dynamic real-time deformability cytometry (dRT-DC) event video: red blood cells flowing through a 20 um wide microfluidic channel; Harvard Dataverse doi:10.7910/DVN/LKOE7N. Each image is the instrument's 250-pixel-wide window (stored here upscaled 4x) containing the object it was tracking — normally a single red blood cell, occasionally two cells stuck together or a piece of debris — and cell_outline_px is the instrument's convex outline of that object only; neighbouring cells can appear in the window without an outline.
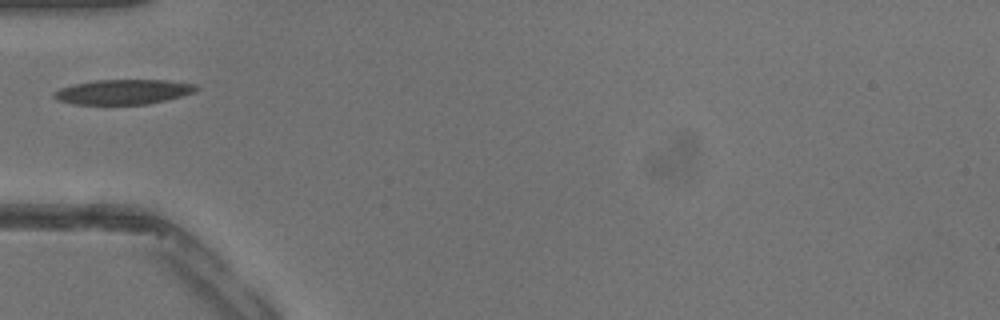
{"species": "common noctule bat (a hibernating species)", "species_latin": "Nyctalus noctula", "temperature_condition": "warm", "stored_images_in_passage": 2, "camera_frame_rate_fps": 3000, "um_per_image_px": 0.085, "animal": {"sex": "male", "body_mass_g": 13.3}, "frame": {"image": 1, "passage_image": 1, "time_ms": 0.0, "image_size_px": [1000, 320], "cell_outline_px": [[200, 88], [196, 92], [184, 96], [148, 104], [72, 104], [56, 100], [52, 96], [52, 92], [60, 88], [76, 84], [96, 80], [168, 80], [196, 84]], "centroid_in_image_um": [10.51, 7.81], "position_along_channel_um": 74.5, "area_um2": 20.81}}